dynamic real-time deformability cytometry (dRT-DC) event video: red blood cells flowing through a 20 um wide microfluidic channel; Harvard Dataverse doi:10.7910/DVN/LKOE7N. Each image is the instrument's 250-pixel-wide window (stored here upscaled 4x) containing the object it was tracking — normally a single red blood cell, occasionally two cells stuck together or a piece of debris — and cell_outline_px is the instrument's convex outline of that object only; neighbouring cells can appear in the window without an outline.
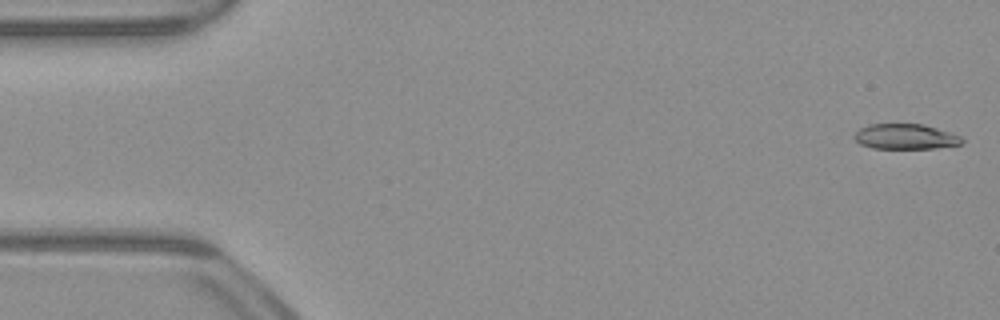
{"species": "common noctule bat (a hibernating species)", "species_latin": "Nyctalus noctula", "temperature_condition": "warm", "stored_images_in_passage": 51, "camera_frame_rate_fps": 3000, "um_per_image_px": 0.085, "animal": {"sex": "male", "body_mass_g": 23.1, "forearm_length_mm": 52.7}, "frame": {"image": 1, "passage_image": 1, "time_ms": 0.0, "image_size_px": [1000, 320], "cell_outline_px": [[964, 140], [960, 144], [936, 148], [872, 148], [860, 144], [852, 136], [860, 128], [868, 124], [924, 124], [952, 132], [960, 136]], "centroid_in_image_um": [76.96, 11.6], "position_along_channel_um": 8.0, "area_um2": 15.9}}
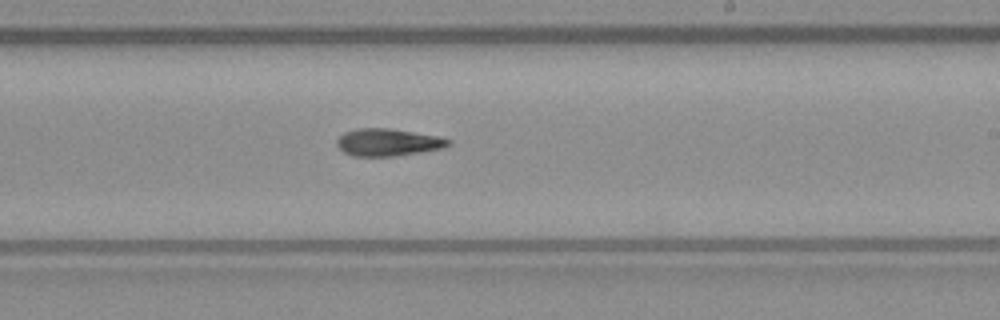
{"frame": {"image": 2, "passage_image": 30, "time_ms": 9.667, "image_size_px": [1000, 320], "cell_outline_px": [[452, 144], [444, 148], [396, 156], [352, 156], [344, 152], [336, 144], [336, 140], [344, 132], [360, 128], [392, 128], [440, 136], [452, 140]], "centroid_in_image_um": [33.02, 12.09], "position_along_channel_um": 256.0, "area_um2": 17.98}}
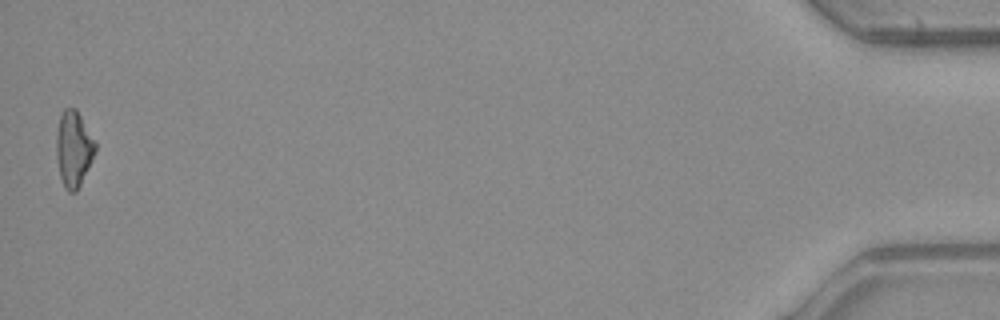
{"frame": {"image": 3, "passage_image": 51, "time_ms": 16.667, "image_size_px": [1000, 320], "cell_outline_px": [[96, 152], [76, 192], [68, 192], [64, 188], [60, 176], [56, 156], [56, 132], [60, 116], [64, 108], [76, 108], [96, 140]], "centroid_in_image_um": [6.26, 12.63], "position_along_channel_um": 428.9, "area_um2": 17.4}}